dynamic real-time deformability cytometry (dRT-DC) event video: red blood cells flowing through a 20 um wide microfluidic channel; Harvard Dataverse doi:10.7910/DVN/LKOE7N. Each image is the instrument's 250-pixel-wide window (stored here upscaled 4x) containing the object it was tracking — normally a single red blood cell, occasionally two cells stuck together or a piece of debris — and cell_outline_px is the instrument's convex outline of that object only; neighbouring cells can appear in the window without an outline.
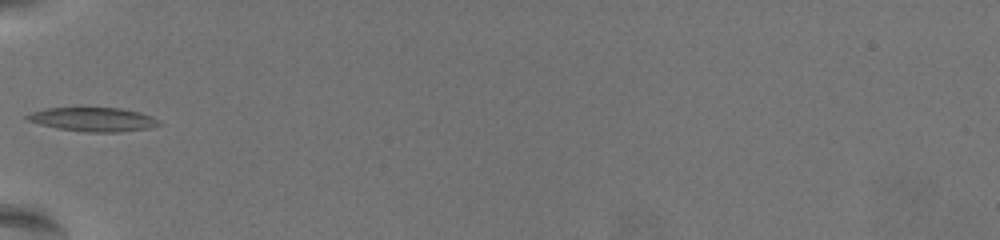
{"species": "common noctule bat (a hibernating species)", "species_latin": "Nyctalus noctula", "temperature_condition": "warm", "stored_images_in_passage": 34, "camera_frame_rate_fps": 3000, "um_per_image_px": 0.085, "animal": {"sex": "female", "body_mass_g": 19.5, "forearm_length_mm": 54.1}, "frame": {"image": 1, "passage_image": 1, "time_ms": 0.0, "image_size_px": [1000, 240], "cell_outline_px": [[164, 124], [148, 128], [120, 132], [88, 132], [60, 128], [40, 124], [24, 120], [24, 116], [32, 112], [44, 108], [84, 104], [120, 108], [140, 112], [152, 116]], "centroid_in_image_um": [7.88, 10.08], "position_along_channel_um": 77.1, "area_um2": 19.48}}
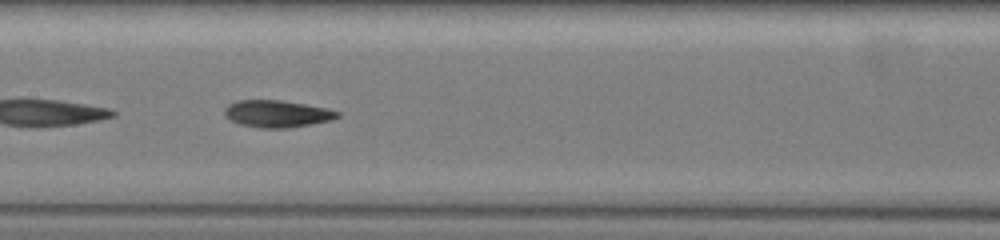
{"frame": {"image": 2, "passage_image": 10, "time_ms": 3.0, "image_size_px": [1000, 240], "cell_outline_px": [[340, 116], [332, 120], [312, 124], [288, 128], [260, 128], [240, 124], [224, 116], [224, 108], [228, 104], [236, 100], [280, 100], [328, 108], [340, 112]], "centroid_in_image_um": [23.55, 9.67], "position_along_channel_um": 183.8, "area_um2": 17.92}, "authors_computed_cell_mechanics": {"area_um2": 17.918, "velocity_mm_per_s": 3.5783, "shape_relaxation_time_tau1_ms": 4.4341, "shape_relaxation_time_tau2_ms": 4.7068, "deformation_change_tau1": 0.1369, "deformation_change_tau2": 0.1479}}